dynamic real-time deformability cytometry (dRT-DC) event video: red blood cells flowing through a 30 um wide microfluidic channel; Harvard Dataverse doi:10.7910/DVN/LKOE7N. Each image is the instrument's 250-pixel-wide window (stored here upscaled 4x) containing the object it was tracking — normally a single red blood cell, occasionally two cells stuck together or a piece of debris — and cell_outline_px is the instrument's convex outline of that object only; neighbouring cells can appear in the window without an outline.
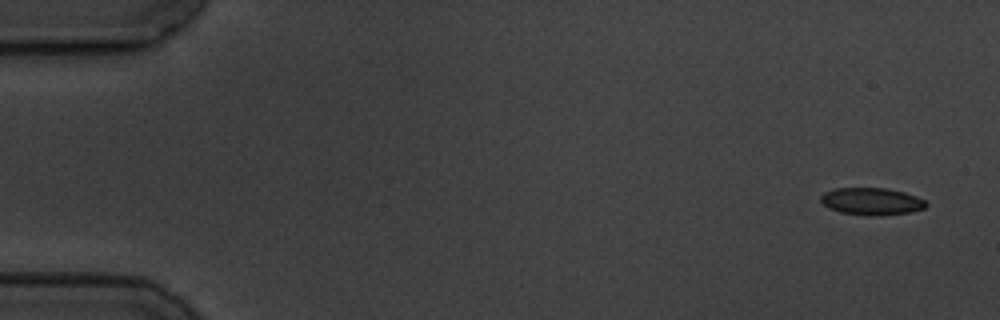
{"species": "common noctule bat (a hibernating species)", "species_latin": "Nyctalus noctula", "temperature_condition": "cold", "stored_images_in_passage": 5, "camera_frame_rate_fps": 3000, "um_per_image_px": 0.085, "animal": {"sex": "male", "body_mass_g": 19.5, "forearm_length_mm": 54.6}, "frame": {"image": 1, "passage_image": 1, "time_ms": 0.0, "image_size_px": [1000, 320], "cell_outline_px": [[928, 204], [924, 208], [912, 212], [872, 216], [868, 216], [840, 212], [828, 208], [820, 200], [820, 196], [824, 192], [832, 188], [888, 188], [904, 192], [916, 196], [924, 200]], "centroid_in_image_um": [74.07, 17.11], "position_along_channel_um": 10.9, "area_um2": 16.82}}
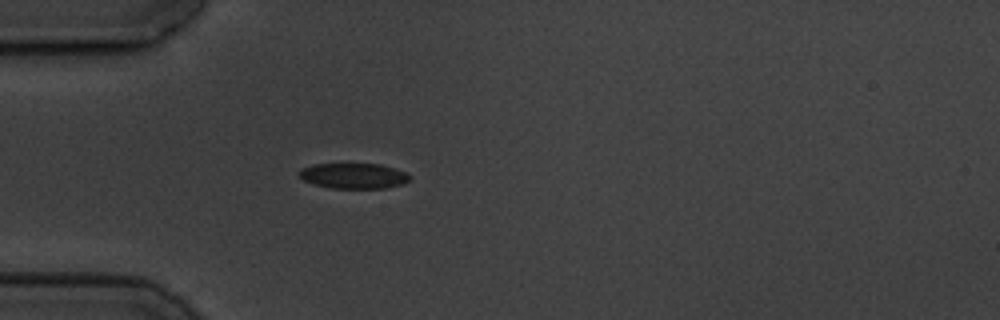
{"frame": {"image": 2, "passage_image": 5, "time_ms": 4.667, "image_size_px": [1000, 320], "cell_outline_px": [[412, 180], [404, 184], [384, 188], [332, 188], [316, 184], [304, 180], [300, 176], [300, 168], [312, 164], [380, 164], [408, 172], [412, 176]], "centroid_in_image_um": [30.14, 14.94], "position_along_channel_um": 54.9, "area_um2": 16.47}}